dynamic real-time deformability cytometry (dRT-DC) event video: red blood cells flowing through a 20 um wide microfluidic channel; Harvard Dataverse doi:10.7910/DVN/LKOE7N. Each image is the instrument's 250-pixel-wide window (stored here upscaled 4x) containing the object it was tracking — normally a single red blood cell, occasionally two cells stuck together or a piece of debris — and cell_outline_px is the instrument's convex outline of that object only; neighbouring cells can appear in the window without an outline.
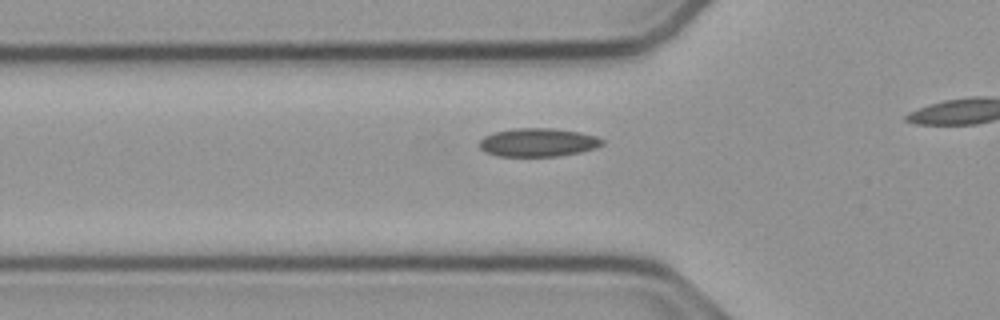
{"species": "common noctule bat (a hibernating species)", "species_latin": "Nyctalus noctula", "temperature_condition": "cold", "stored_images_in_passage": 15, "camera_frame_rate_fps": 3000, "um_per_image_px": 0.085, "animal": {"sex": "male", "body_mass_g": 23.1, "forearm_length_mm": 52.7}, "frame": {"image": 1, "passage_image": 3, "time_ms": 0.667, "image_size_px": [1000, 320], "cell_outline_px": [[604, 144], [596, 148], [580, 152], [560, 156], [496, 156], [484, 152], [480, 148], [480, 140], [484, 136], [496, 132], [516, 128], [552, 128], [580, 132], [596, 136], [604, 140]], "centroid_in_image_um": [45.75, 12.11], "position_along_channel_um": 80.1, "area_um2": 20.4}}
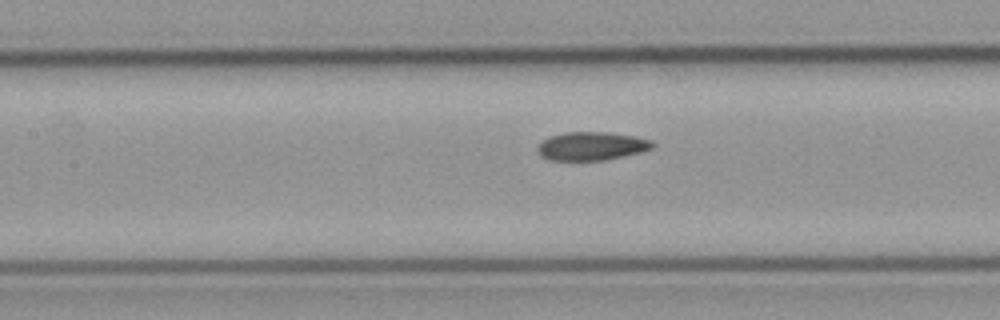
{"frame": {"image": 2, "passage_image": 9, "time_ms": 2.667, "image_size_px": [1000, 320], "cell_outline_px": [[656, 144], [652, 148], [640, 152], [624, 156], [604, 160], [548, 160], [540, 156], [536, 148], [544, 140], [552, 136], [564, 132], [608, 132], [636, 136], [652, 140]], "centroid_in_image_um": [50.31, 12.42], "position_along_channel_um": 157.1, "area_um2": 19.07}}
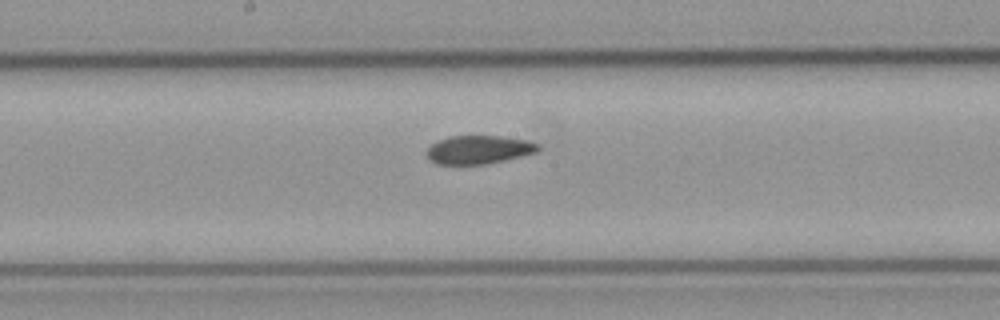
{"frame": {"image": 3, "passage_image": 13, "time_ms": 4.0, "image_size_px": [1000, 320], "cell_outline_px": [[540, 148], [536, 152], [488, 164], [436, 164], [428, 156], [428, 148], [436, 140], [448, 136], [500, 136], [524, 140], [536, 144]], "centroid_in_image_um": [40.66, 12.72], "position_along_channel_um": 207.5, "area_um2": 18.15}}